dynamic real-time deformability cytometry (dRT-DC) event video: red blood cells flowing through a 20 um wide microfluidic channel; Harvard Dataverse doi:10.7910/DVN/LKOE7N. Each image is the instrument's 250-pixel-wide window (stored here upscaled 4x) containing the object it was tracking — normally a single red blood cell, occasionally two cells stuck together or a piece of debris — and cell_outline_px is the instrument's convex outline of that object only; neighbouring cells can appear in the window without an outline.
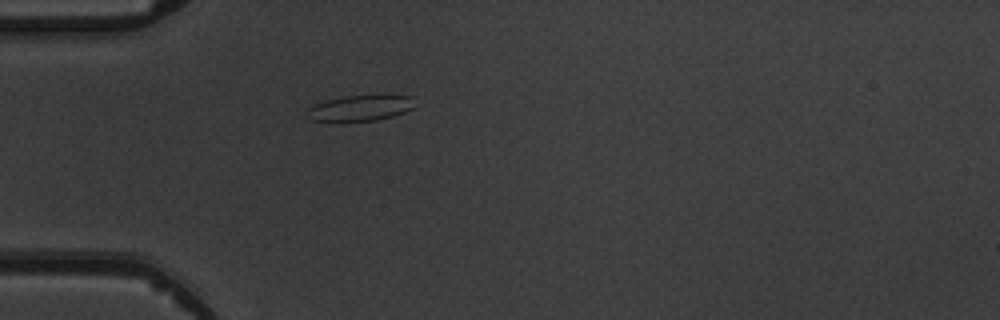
{"species": "common noctule bat (a hibernating species)", "species_latin": "Nyctalus noctula", "temperature_condition": "warm", "stored_images_in_passage": 1, "camera_frame_rate_fps": 3000, "um_per_image_px": 0.085, "animal": {"sex": "male", "body_mass_g": 19.5, "forearm_length_mm": 54.6}, "frame": {"image": 1, "passage_image": 1, "time_ms": 0.0, "image_size_px": [1000, 320], "cell_outline_px": [[412, 108], [404, 112], [392, 116], [376, 120], [312, 120], [304, 116], [308, 108], [316, 104], [328, 100], [344, 96], [384, 92], [412, 96]], "centroid_in_image_um": [30.67, 9.12], "position_along_channel_um": 54.3, "area_um2": 16.47}}